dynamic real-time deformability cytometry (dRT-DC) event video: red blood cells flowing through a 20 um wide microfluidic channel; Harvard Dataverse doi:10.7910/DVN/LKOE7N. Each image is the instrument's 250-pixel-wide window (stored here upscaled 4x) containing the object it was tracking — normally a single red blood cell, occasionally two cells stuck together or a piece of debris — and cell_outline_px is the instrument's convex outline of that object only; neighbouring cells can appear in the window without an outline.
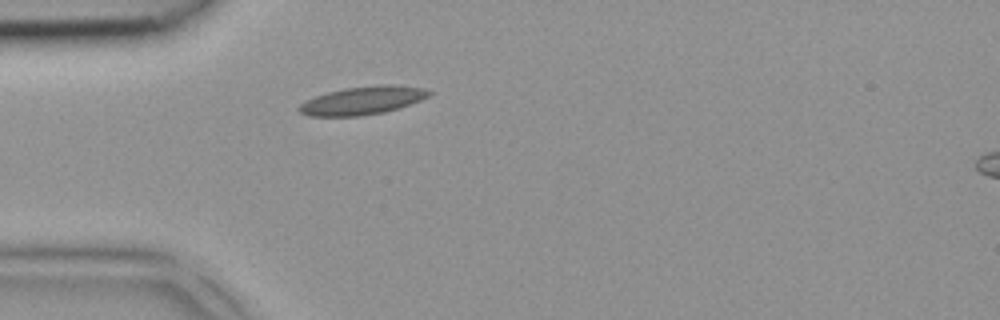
{"species": "common noctule bat (a hibernating species)", "species_latin": "Nyctalus noctula", "temperature_condition": "room temperature", "stored_images_in_passage": 5, "segment_of_instrument_passage": [1, 2], "camera_frame_rate_fps": 3000, "um_per_image_px": 0.085, "animal": {"sex": "female", "body_mass_g": 18.4}, "frame": {"image": 1, "passage_image": 4, "time_ms": 1.0, "image_size_px": [1000, 320], "cell_outline_px": [[432, 92], [428, 96], [420, 100], [384, 112], [360, 116], [308, 116], [300, 112], [296, 108], [304, 100], [328, 92], [344, 88], [376, 84], [396, 84], [424, 88]], "centroid_in_image_um": [30.78, 8.53], "position_along_channel_um": 54.2, "area_um2": 21.39}}